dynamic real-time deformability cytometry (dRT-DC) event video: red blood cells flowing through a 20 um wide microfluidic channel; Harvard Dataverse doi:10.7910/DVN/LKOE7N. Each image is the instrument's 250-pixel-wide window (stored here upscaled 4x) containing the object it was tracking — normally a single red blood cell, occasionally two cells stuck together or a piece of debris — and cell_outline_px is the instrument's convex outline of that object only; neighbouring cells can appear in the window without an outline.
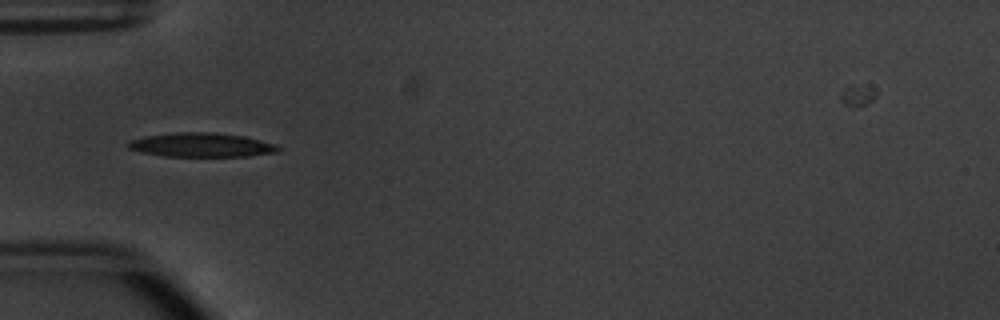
{"species": "common noctule bat (a hibernating species)", "species_latin": "Nyctalus noctula", "temperature_condition": "warm", "stored_images_in_passage": 36, "camera_frame_rate_fps": 3000, "um_per_image_px": 0.085, "animal": {"sex": "male", "body_mass_g": 20.1, "forearm_length_mm": 53.5}, "frame": {"image": 1, "passage_image": 1, "time_ms": 0.0, "image_size_px": [1000, 320], "cell_outline_px": [[284, 148], [280, 152], [248, 156], [164, 156], [140, 152], [128, 148], [124, 144], [128, 140], [144, 136], [176, 132], [216, 132], [244, 136], [276, 144]], "centroid_in_image_um": [17.12, 12.31], "position_along_channel_um": 67.9, "area_um2": 21.44}}
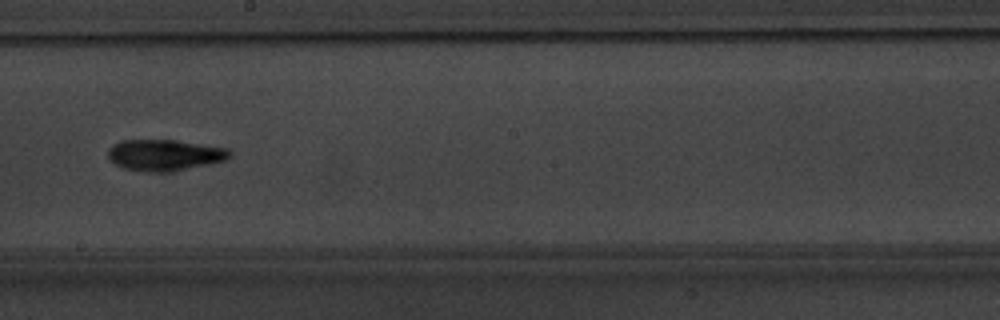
{"frame": {"image": 2, "passage_image": 14, "time_ms": 4.333, "image_size_px": [1000, 320], "cell_outline_px": [[232, 156], [224, 160], [208, 164], [168, 172], [160, 172], [124, 168], [108, 160], [108, 148], [112, 144], [124, 140], [176, 140], [228, 148], [232, 152]], "centroid_in_image_um": [13.99, 13.16], "position_along_channel_um": 234.2, "area_um2": 21.96}}
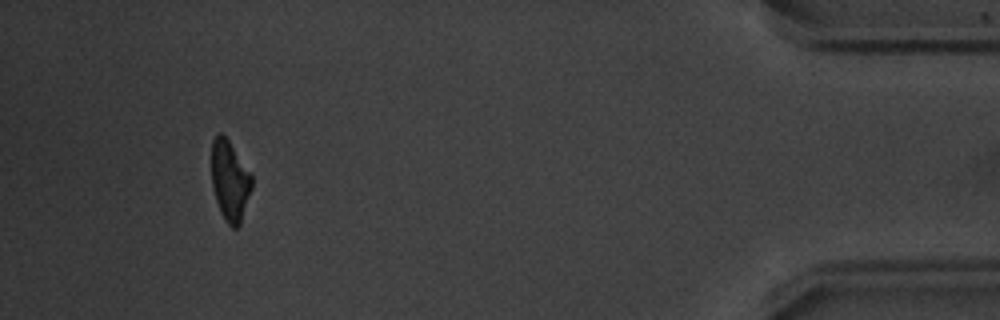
{"frame": {"image": 3, "passage_image": 33, "time_ms": 10.667, "image_size_px": [1000, 320], "cell_outline_px": [[252, 188], [240, 224], [236, 228], [232, 228], [228, 224], [220, 212], [216, 200], [212, 184], [212, 140], [220, 132], [228, 140], [252, 176]], "centroid_in_image_um": [19.54, 15.39], "position_along_channel_um": 415.7, "area_um2": 18.5}, "authors_computed_cell_mechanics": {"area_um2": 20.3456, "velocity_mm_per_s": 3.8385, "shape_relaxation_time_tau1_ms": 5.1679, "shape_relaxation_time_tau2_ms": 5.7478, "deformation_change_tau1": 0.1819, "deformation_change_tau2": 0.168}}